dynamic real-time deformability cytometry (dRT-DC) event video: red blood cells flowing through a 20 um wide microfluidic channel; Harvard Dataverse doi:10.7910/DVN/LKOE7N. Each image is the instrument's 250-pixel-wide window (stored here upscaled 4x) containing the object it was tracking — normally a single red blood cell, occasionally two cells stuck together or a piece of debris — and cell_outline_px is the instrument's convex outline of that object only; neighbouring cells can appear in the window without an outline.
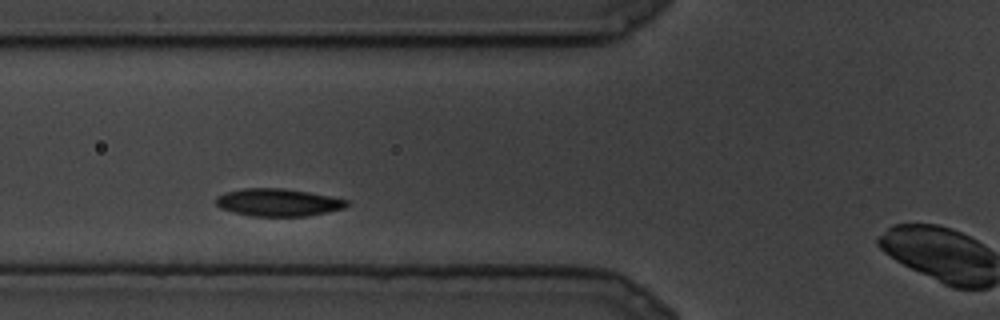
{"species": "common noctule bat (a hibernating species)", "species_latin": "Nyctalus noctula", "temperature_condition": "cold", "stored_images_in_passage": 19, "camera_frame_rate_fps": 3000, "um_per_image_px": 0.085, "animal": {"sex": "male", "body_mass_g": 19.5, "forearm_length_mm": 54.6}, "frame": {"image": 1, "passage_image": 4, "time_ms": 1.0, "image_size_px": [1000, 320], "cell_outline_px": [[348, 204], [344, 208], [328, 212], [308, 216], [252, 216], [232, 212], [220, 208], [216, 204], [216, 196], [224, 192], [244, 188], [284, 188], [332, 196], [348, 200]], "centroid_in_image_um": [23.63, 17.2], "position_along_channel_um": 102.2, "area_um2": 21.15}}
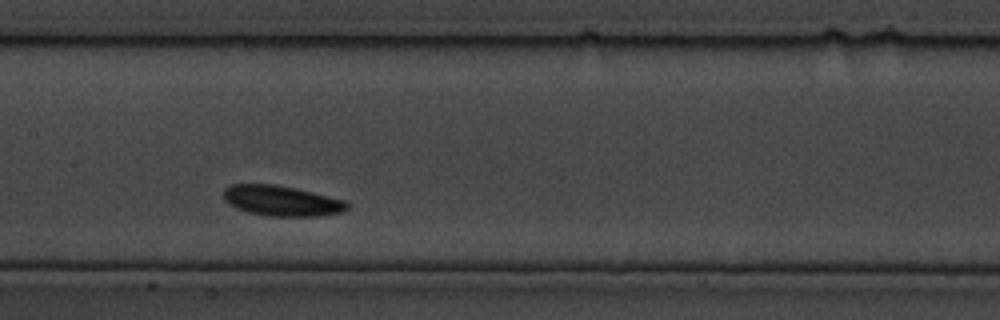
{"frame": {"image": 2, "passage_image": 8, "time_ms": 2.333, "image_size_px": [1000, 320], "cell_outline_px": [[348, 208], [344, 212], [320, 216], [268, 216], [248, 212], [236, 208], [228, 204], [224, 200], [224, 188], [232, 184], [276, 184], [296, 188], [344, 200], [348, 204]], "centroid_in_image_um": [23.92, 17.07], "position_along_channel_um": 183.5, "area_um2": 21.96}}
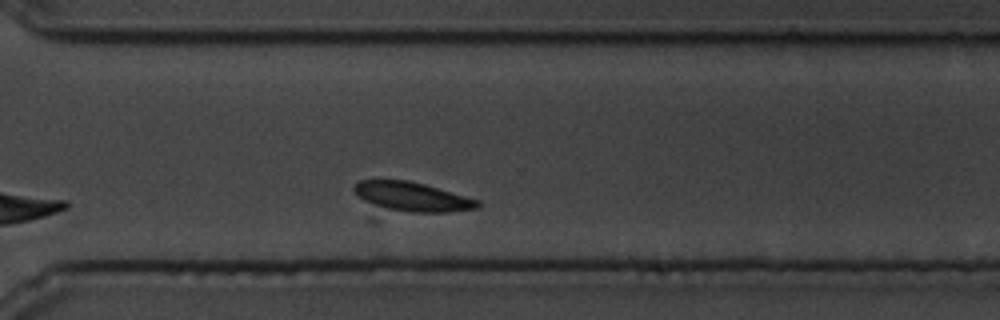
{"frame": {"image": 3, "passage_image": 14, "time_ms": 4.333, "image_size_px": [1000, 320], "cell_outline_px": [[480, 204], [476, 208], [448, 212], [412, 212], [388, 208], [372, 204], [364, 200], [352, 188], [360, 180], [408, 180], [424, 184], [480, 200]], "centroid_in_image_um": [35.07, 16.71], "position_along_channel_um": 335.5, "area_um2": 20.52}}